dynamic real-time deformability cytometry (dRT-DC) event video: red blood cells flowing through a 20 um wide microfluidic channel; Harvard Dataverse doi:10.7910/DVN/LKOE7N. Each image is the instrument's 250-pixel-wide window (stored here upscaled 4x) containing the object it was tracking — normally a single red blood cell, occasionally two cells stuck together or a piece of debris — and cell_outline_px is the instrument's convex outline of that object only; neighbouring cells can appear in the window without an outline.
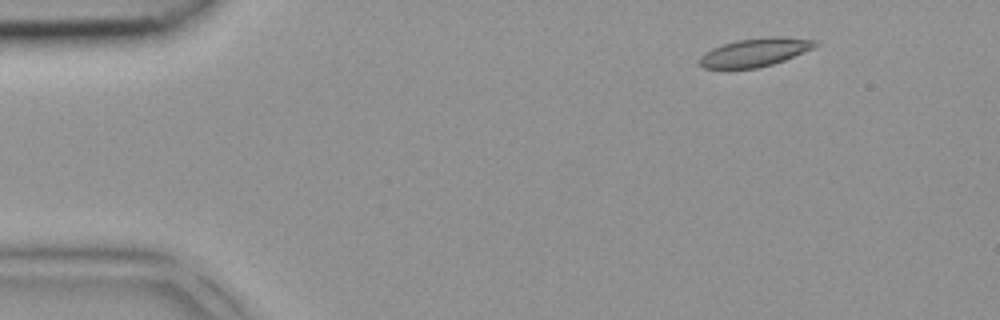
{"species": "common noctule bat (a hibernating species)", "species_latin": "Nyctalus noctula", "temperature_condition": "room temperature", "stored_images_in_passage": 2, "camera_frame_rate_fps": 3000, "um_per_image_px": 0.085, "animal": {"sex": "female", "body_mass_g": 18.4}, "frame": {"image": 1, "passage_image": 1, "time_ms": 0.0, "image_size_px": [1000, 320], "cell_outline_px": [[820, 44], [812, 48], [784, 60], [772, 64], [756, 68], [704, 68], [700, 64], [700, 56], [704, 52], [712, 48], [736, 40], [768, 36], [780, 36], [816, 40]], "centroid_in_image_um": [64.18, 4.43], "position_along_channel_um": 20.8, "area_um2": 18.96}}